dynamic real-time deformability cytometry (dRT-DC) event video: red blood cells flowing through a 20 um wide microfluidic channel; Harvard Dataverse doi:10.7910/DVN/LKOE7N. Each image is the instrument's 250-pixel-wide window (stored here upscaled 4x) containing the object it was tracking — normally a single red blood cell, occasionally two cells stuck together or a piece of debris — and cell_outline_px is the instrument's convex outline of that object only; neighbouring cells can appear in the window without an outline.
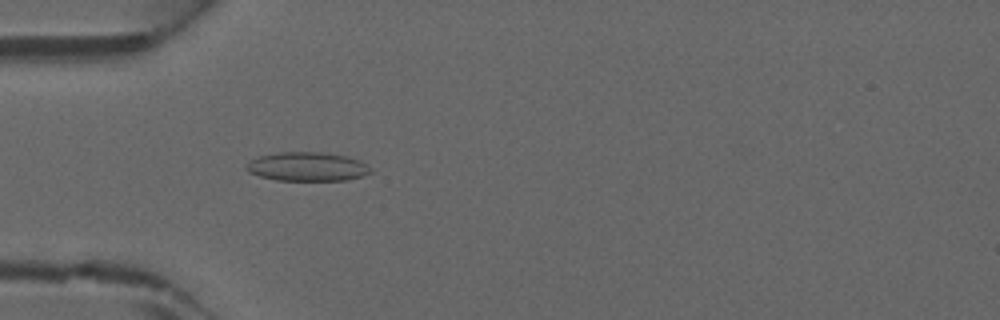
{"species": "common noctule bat (a hibernating species)", "species_latin": "Nyctalus noctula", "temperature_condition": "warm", "stored_images_in_passage": 45, "camera_frame_rate_fps": 3000, "um_per_image_px": 0.085, "animal": {"sex": "male", "forearm_length_mm": 52.5}, "frame": {"image": 1, "passage_image": 14, "time_ms": 4.333, "image_size_px": [1000, 320], "cell_outline_px": [[372, 172], [364, 176], [348, 180], [276, 180], [260, 176], [248, 172], [244, 168], [244, 164], [256, 156], [280, 152], [324, 152], [344, 156], [360, 160], [372, 168]], "centroid_in_image_um": [26.1, 14.16], "position_along_channel_um": 58.9, "area_um2": 21.21}}
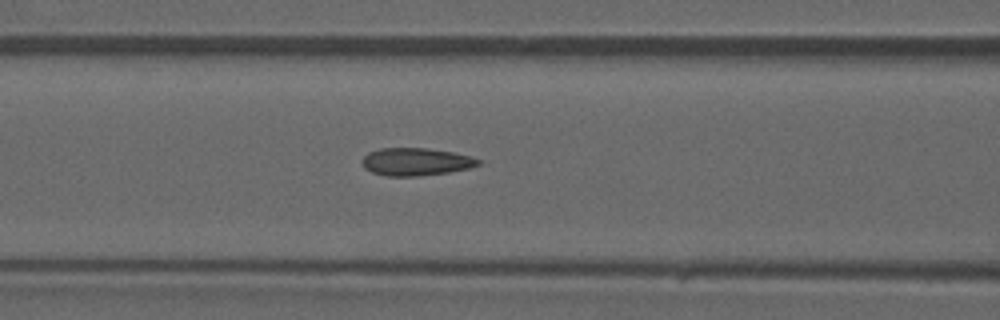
{"frame": {"image": 2, "passage_image": 19, "time_ms": 6.0, "image_size_px": [1000, 320], "cell_outline_px": [[484, 160], [480, 164], [468, 168], [448, 172], [416, 176], [384, 176], [372, 172], [364, 168], [360, 160], [368, 152], [380, 148], [424, 148], [452, 152], [472, 156]], "centroid_in_image_um": [35.34, 13.74], "position_along_channel_um": 131.3, "area_um2": 18.84}}
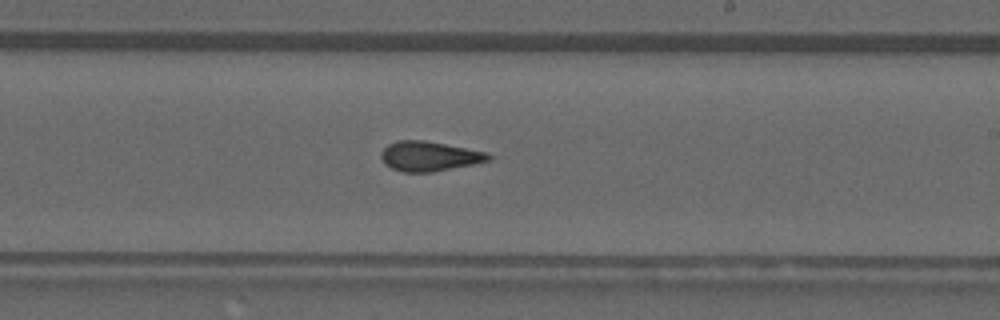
{"frame": {"image": 3, "passage_image": 27, "time_ms": 8.667, "image_size_px": [1000, 320], "cell_outline_px": [[492, 156], [488, 160], [472, 164], [432, 172], [404, 172], [392, 168], [384, 164], [380, 156], [380, 152], [388, 144], [396, 140], [424, 140], [488, 152]], "centroid_in_image_um": [36.44, 13.27], "position_along_channel_um": 252.6, "area_um2": 18.55}}